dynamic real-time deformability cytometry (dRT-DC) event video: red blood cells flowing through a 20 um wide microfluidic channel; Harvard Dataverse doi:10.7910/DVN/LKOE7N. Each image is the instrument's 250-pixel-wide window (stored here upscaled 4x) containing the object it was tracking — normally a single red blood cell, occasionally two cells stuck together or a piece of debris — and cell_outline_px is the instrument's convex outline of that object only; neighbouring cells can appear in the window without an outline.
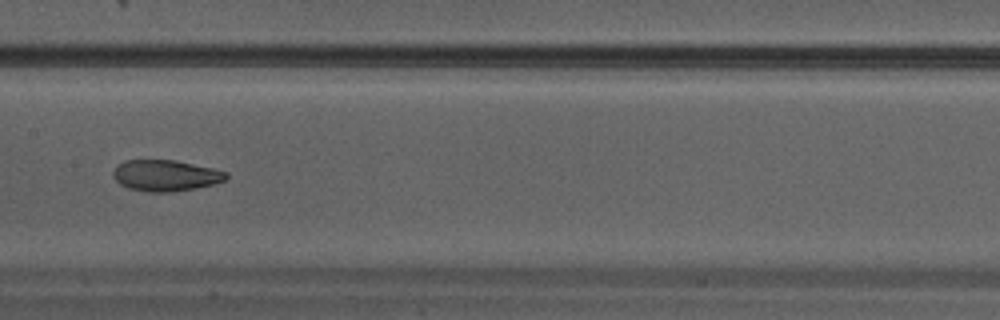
{"species": "Egyptian fruit bat (a non-hibernating species)", "species_latin": "Rousettus aegyptiacus", "temperature_condition": "warm", "stored_images_in_passage": 30, "camera_frame_rate_fps": 3000, "um_per_image_px": 0.085, "animal": {"sex": "male"}, "frame": {"image": 1, "passage_image": 13, "time_ms": 4.0, "image_size_px": [1000, 320], "cell_outline_px": [[228, 176], [224, 180], [212, 184], [196, 188], [168, 192], [148, 192], [128, 188], [120, 184], [112, 176], [112, 172], [116, 164], [124, 160], [176, 160], [212, 168], [228, 172]], "centroid_in_image_um": [14.03, 14.91], "position_along_channel_um": 193.4, "area_um2": 20.58}}